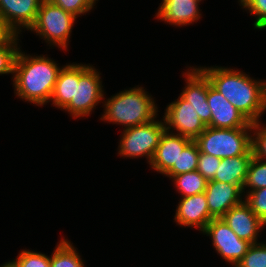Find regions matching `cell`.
Returning <instances> with one entry per match:
<instances>
[{"mask_svg":"<svg viewBox=\"0 0 266 267\" xmlns=\"http://www.w3.org/2000/svg\"><path fill=\"white\" fill-rule=\"evenodd\" d=\"M54 5L61 7L65 12L75 17L88 13L96 5L98 0H49Z\"/></svg>","mask_w":266,"mask_h":267,"instance_id":"29","label":"cell"},{"mask_svg":"<svg viewBox=\"0 0 266 267\" xmlns=\"http://www.w3.org/2000/svg\"><path fill=\"white\" fill-rule=\"evenodd\" d=\"M207 101L211 109L213 128H252V123L211 85L208 87Z\"/></svg>","mask_w":266,"mask_h":267,"instance_id":"13","label":"cell"},{"mask_svg":"<svg viewBox=\"0 0 266 267\" xmlns=\"http://www.w3.org/2000/svg\"><path fill=\"white\" fill-rule=\"evenodd\" d=\"M50 101L62 110L70 101H75V63L64 65L60 70Z\"/></svg>","mask_w":266,"mask_h":267,"instance_id":"19","label":"cell"},{"mask_svg":"<svg viewBox=\"0 0 266 267\" xmlns=\"http://www.w3.org/2000/svg\"><path fill=\"white\" fill-rule=\"evenodd\" d=\"M185 76L186 86L180 96L192 105L202 122L208 126L211 122V109L207 101L208 87L211 85L207 76L198 68L189 67Z\"/></svg>","mask_w":266,"mask_h":267,"instance_id":"12","label":"cell"},{"mask_svg":"<svg viewBox=\"0 0 266 267\" xmlns=\"http://www.w3.org/2000/svg\"><path fill=\"white\" fill-rule=\"evenodd\" d=\"M200 67L211 86L220 92L251 123L260 121L266 110V81H258L243 71L225 67Z\"/></svg>","mask_w":266,"mask_h":267,"instance_id":"1","label":"cell"},{"mask_svg":"<svg viewBox=\"0 0 266 267\" xmlns=\"http://www.w3.org/2000/svg\"><path fill=\"white\" fill-rule=\"evenodd\" d=\"M243 199L255 215L266 224V188L251 191Z\"/></svg>","mask_w":266,"mask_h":267,"instance_id":"28","label":"cell"},{"mask_svg":"<svg viewBox=\"0 0 266 267\" xmlns=\"http://www.w3.org/2000/svg\"><path fill=\"white\" fill-rule=\"evenodd\" d=\"M200 2L201 0H162L155 18L178 27L190 25L202 15Z\"/></svg>","mask_w":266,"mask_h":267,"instance_id":"17","label":"cell"},{"mask_svg":"<svg viewBox=\"0 0 266 267\" xmlns=\"http://www.w3.org/2000/svg\"><path fill=\"white\" fill-rule=\"evenodd\" d=\"M242 195V189L238 185L209 180L205 196L210 215L222 218L227 211L243 201Z\"/></svg>","mask_w":266,"mask_h":267,"instance_id":"16","label":"cell"},{"mask_svg":"<svg viewBox=\"0 0 266 267\" xmlns=\"http://www.w3.org/2000/svg\"><path fill=\"white\" fill-rule=\"evenodd\" d=\"M247 187L248 190H246ZM259 188H266V161L253 155L242 187L243 197L245 196V193H249ZM245 190L247 192H245Z\"/></svg>","mask_w":266,"mask_h":267,"instance_id":"23","label":"cell"},{"mask_svg":"<svg viewBox=\"0 0 266 267\" xmlns=\"http://www.w3.org/2000/svg\"><path fill=\"white\" fill-rule=\"evenodd\" d=\"M239 5L255 17L254 29H266V0H239Z\"/></svg>","mask_w":266,"mask_h":267,"instance_id":"26","label":"cell"},{"mask_svg":"<svg viewBox=\"0 0 266 267\" xmlns=\"http://www.w3.org/2000/svg\"><path fill=\"white\" fill-rule=\"evenodd\" d=\"M165 130L164 119L123 129L118 154L131 159L145 156L150 163Z\"/></svg>","mask_w":266,"mask_h":267,"instance_id":"7","label":"cell"},{"mask_svg":"<svg viewBox=\"0 0 266 267\" xmlns=\"http://www.w3.org/2000/svg\"><path fill=\"white\" fill-rule=\"evenodd\" d=\"M18 267H50V256L32 250H22L14 259Z\"/></svg>","mask_w":266,"mask_h":267,"instance_id":"27","label":"cell"},{"mask_svg":"<svg viewBox=\"0 0 266 267\" xmlns=\"http://www.w3.org/2000/svg\"><path fill=\"white\" fill-rule=\"evenodd\" d=\"M163 116L167 131L176 132V134L186 136L192 140L202 134L207 127L200 119L195 108L181 96L167 105Z\"/></svg>","mask_w":266,"mask_h":267,"instance_id":"9","label":"cell"},{"mask_svg":"<svg viewBox=\"0 0 266 267\" xmlns=\"http://www.w3.org/2000/svg\"><path fill=\"white\" fill-rule=\"evenodd\" d=\"M199 153L197 143L192 140L179 155L178 174L197 170Z\"/></svg>","mask_w":266,"mask_h":267,"instance_id":"25","label":"cell"},{"mask_svg":"<svg viewBox=\"0 0 266 267\" xmlns=\"http://www.w3.org/2000/svg\"><path fill=\"white\" fill-rule=\"evenodd\" d=\"M61 69L45 55L32 56L19 50L12 78L14 93L26 102L43 106L50 102Z\"/></svg>","mask_w":266,"mask_h":267,"instance_id":"2","label":"cell"},{"mask_svg":"<svg viewBox=\"0 0 266 267\" xmlns=\"http://www.w3.org/2000/svg\"><path fill=\"white\" fill-rule=\"evenodd\" d=\"M251 244L235 267H266V243Z\"/></svg>","mask_w":266,"mask_h":267,"instance_id":"24","label":"cell"},{"mask_svg":"<svg viewBox=\"0 0 266 267\" xmlns=\"http://www.w3.org/2000/svg\"><path fill=\"white\" fill-rule=\"evenodd\" d=\"M9 34V32L3 26L0 19V42Z\"/></svg>","mask_w":266,"mask_h":267,"instance_id":"32","label":"cell"},{"mask_svg":"<svg viewBox=\"0 0 266 267\" xmlns=\"http://www.w3.org/2000/svg\"><path fill=\"white\" fill-rule=\"evenodd\" d=\"M213 217L209 213L205 192L182 197L179 201L174 220L177 225L199 228L203 231Z\"/></svg>","mask_w":266,"mask_h":267,"instance_id":"15","label":"cell"},{"mask_svg":"<svg viewBox=\"0 0 266 267\" xmlns=\"http://www.w3.org/2000/svg\"><path fill=\"white\" fill-rule=\"evenodd\" d=\"M50 255V267H85L80 254L68 239L61 238Z\"/></svg>","mask_w":266,"mask_h":267,"instance_id":"20","label":"cell"},{"mask_svg":"<svg viewBox=\"0 0 266 267\" xmlns=\"http://www.w3.org/2000/svg\"><path fill=\"white\" fill-rule=\"evenodd\" d=\"M43 0H0V19L5 29L19 35L34 25Z\"/></svg>","mask_w":266,"mask_h":267,"instance_id":"11","label":"cell"},{"mask_svg":"<svg viewBox=\"0 0 266 267\" xmlns=\"http://www.w3.org/2000/svg\"><path fill=\"white\" fill-rule=\"evenodd\" d=\"M222 219L240 239L250 244L258 243L259 232L266 226L244 200L227 211Z\"/></svg>","mask_w":266,"mask_h":267,"instance_id":"14","label":"cell"},{"mask_svg":"<svg viewBox=\"0 0 266 267\" xmlns=\"http://www.w3.org/2000/svg\"><path fill=\"white\" fill-rule=\"evenodd\" d=\"M202 233L211 237L217 254L234 267L251 245L240 239L222 218H213Z\"/></svg>","mask_w":266,"mask_h":267,"instance_id":"8","label":"cell"},{"mask_svg":"<svg viewBox=\"0 0 266 267\" xmlns=\"http://www.w3.org/2000/svg\"><path fill=\"white\" fill-rule=\"evenodd\" d=\"M170 179H173L174 185L177 188L176 191H178L182 197L205 192L208 182L197 170L181 173L172 176Z\"/></svg>","mask_w":266,"mask_h":267,"instance_id":"21","label":"cell"},{"mask_svg":"<svg viewBox=\"0 0 266 267\" xmlns=\"http://www.w3.org/2000/svg\"><path fill=\"white\" fill-rule=\"evenodd\" d=\"M252 157L235 156L221 159L220 166L217 168V172L212 180L235 184L242 189Z\"/></svg>","mask_w":266,"mask_h":267,"instance_id":"18","label":"cell"},{"mask_svg":"<svg viewBox=\"0 0 266 267\" xmlns=\"http://www.w3.org/2000/svg\"><path fill=\"white\" fill-rule=\"evenodd\" d=\"M252 128L206 127L194 141L199 151L218 158L253 156Z\"/></svg>","mask_w":266,"mask_h":267,"instance_id":"4","label":"cell"},{"mask_svg":"<svg viewBox=\"0 0 266 267\" xmlns=\"http://www.w3.org/2000/svg\"><path fill=\"white\" fill-rule=\"evenodd\" d=\"M19 35L9 33L0 42V75L14 74L15 62L19 53Z\"/></svg>","mask_w":266,"mask_h":267,"instance_id":"22","label":"cell"},{"mask_svg":"<svg viewBox=\"0 0 266 267\" xmlns=\"http://www.w3.org/2000/svg\"><path fill=\"white\" fill-rule=\"evenodd\" d=\"M104 101L100 120L122 125L124 129L146 124L157 117L155 100L143 87L135 86L120 91Z\"/></svg>","mask_w":266,"mask_h":267,"instance_id":"3","label":"cell"},{"mask_svg":"<svg viewBox=\"0 0 266 267\" xmlns=\"http://www.w3.org/2000/svg\"><path fill=\"white\" fill-rule=\"evenodd\" d=\"M77 17L65 12L49 0H43L31 31L39 35L50 46L67 51L70 34Z\"/></svg>","mask_w":266,"mask_h":267,"instance_id":"5","label":"cell"},{"mask_svg":"<svg viewBox=\"0 0 266 267\" xmlns=\"http://www.w3.org/2000/svg\"><path fill=\"white\" fill-rule=\"evenodd\" d=\"M261 120L252 123V150L253 155L266 161V125Z\"/></svg>","mask_w":266,"mask_h":267,"instance_id":"30","label":"cell"},{"mask_svg":"<svg viewBox=\"0 0 266 267\" xmlns=\"http://www.w3.org/2000/svg\"><path fill=\"white\" fill-rule=\"evenodd\" d=\"M100 73L93 65L75 63V101L63 109L74 118L87 117L103 100Z\"/></svg>","mask_w":266,"mask_h":267,"instance_id":"6","label":"cell"},{"mask_svg":"<svg viewBox=\"0 0 266 267\" xmlns=\"http://www.w3.org/2000/svg\"><path fill=\"white\" fill-rule=\"evenodd\" d=\"M221 158L200 152L197 171L207 180H212L220 166Z\"/></svg>","mask_w":266,"mask_h":267,"instance_id":"31","label":"cell"},{"mask_svg":"<svg viewBox=\"0 0 266 267\" xmlns=\"http://www.w3.org/2000/svg\"><path fill=\"white\" fill-rule=\"evenodd\" d=\"M0 267H18L17 263L15 260H10L9 262H5L3 265Z\"/></svg>","mask_w":266,"mask_h":267,"instance_id":"33","label":"cell"},{"mask_svg":"<svg viewBox=\"0 0 266 267\" xmlns=\"http://www.w3.org/2000/svg\"><path fill=\"white\" fill-rule=\"evenodd\" d=\"M191 141V138L165 130L149 165L170 178L178 175L179 155Z\"/></svg>","mask_w":266,"mask_h":267,"instance_id":"10","label":"cell"}]
</instances>
